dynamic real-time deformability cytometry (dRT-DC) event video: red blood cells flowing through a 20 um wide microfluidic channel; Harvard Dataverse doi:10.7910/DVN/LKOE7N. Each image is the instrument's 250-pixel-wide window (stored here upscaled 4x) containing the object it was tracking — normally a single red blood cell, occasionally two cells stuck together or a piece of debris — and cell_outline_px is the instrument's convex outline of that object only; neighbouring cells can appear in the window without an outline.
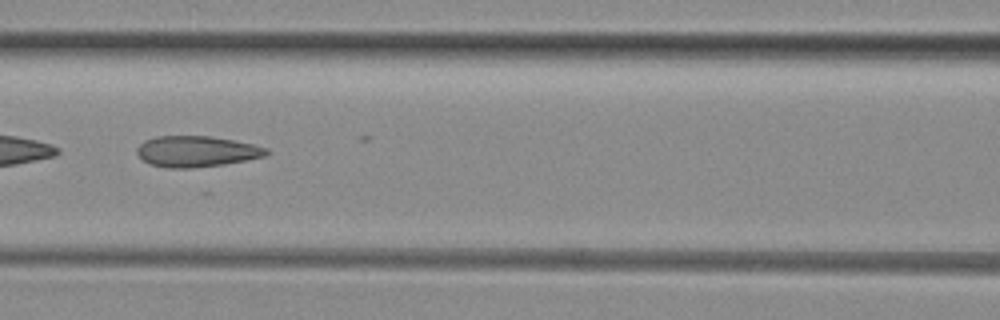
{"species": "common noctule bat (a hibernating species)", "species_latin": "Nyctalus noctula", "temperature_condition": "room temperature", "stored_images_in_passage": 26, "camera_frame_rate_fps": 3000, "um_per_image_px": 0.085, "animal": {"sex": "female", "body_mass_g": 29.2, "forearm_length_mm": 56.3}, "frame": {"image": 1, "passage_image": 14, "time_ms": 4.333, "image_size_px": [1000, 320], "cell_outline_px": [[268, 152], [264, 156], [224, 164], [192, 168], [164, 168], [148, 164], [136, 152], [136, 148], [144, 140], [156, 136], [212, 136], [252, 144], [268, 148]], "centroid_in_image_um": [16.65, 12.87], "position_along_channel_um": 150.0, "area_um2": 23.29}}
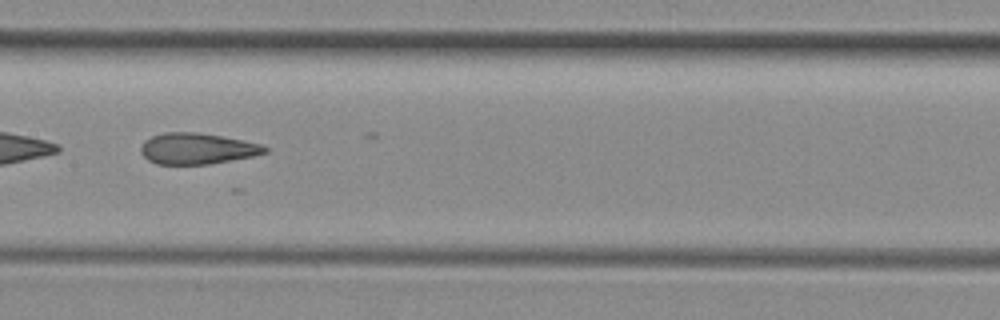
{"frame": {"image": 2, "passage_image": 17, "time_ms": 5.333, "image_size_px": [1000, 320], "cell_outline_px": [[268, 152], [252, 156], [208, 164], [156, 164], [148, 160], [140, 152], [140, 148], [144, 140], [152, 136], [164, 132], [200, 132], [260, 144], [268, 148]], "centroid_in_image_um": [16.71, 12.63], "position_along_channel_um": 190.7, "area_um2": 22.31}}